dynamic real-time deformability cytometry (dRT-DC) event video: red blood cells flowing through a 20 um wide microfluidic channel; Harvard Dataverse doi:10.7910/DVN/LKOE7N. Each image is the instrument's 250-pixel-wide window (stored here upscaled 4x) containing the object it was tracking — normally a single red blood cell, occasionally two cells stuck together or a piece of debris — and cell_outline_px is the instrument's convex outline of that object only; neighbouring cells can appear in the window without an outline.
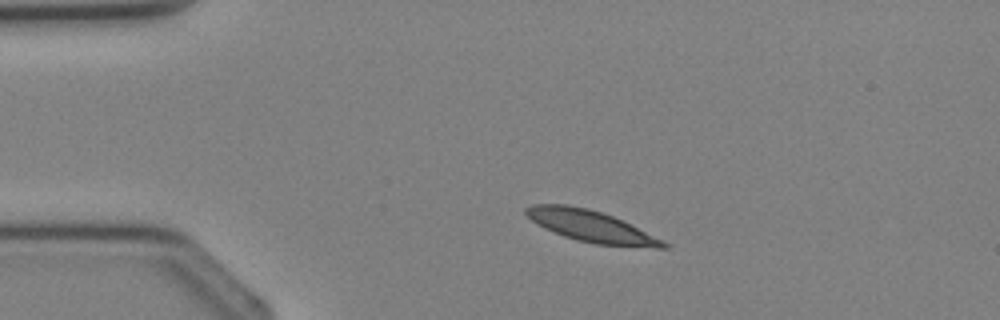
{"species": "Egyptian fruit bat (a non-hibernating species)", "species_latin": "Rousettus aegyptiacus", "temperature_condition": "cold", "stored_images_in_passage": 30, "camera_frame_rate_fps": 3000, "um_per_image_px": 0.085, "animal": {"sex": "female"}, "frame": {"image": 1, "passage_image": 1, "time_ms": 0.0, "image_size_px": [1000, 320], "cell_outline_px": [[668, 248], [656, 248], [596, 244], [576, 240], [564, 236], [532, 220], [524, 212], [524, 208], [532, 204], [568, 204], [588, 208], [604, 212], [664, 240], [668, 244]], "centroid_in_image_um": [50.27, 19.22], "position_along_channel_um": 34.7, "area_um2": 24.97}}
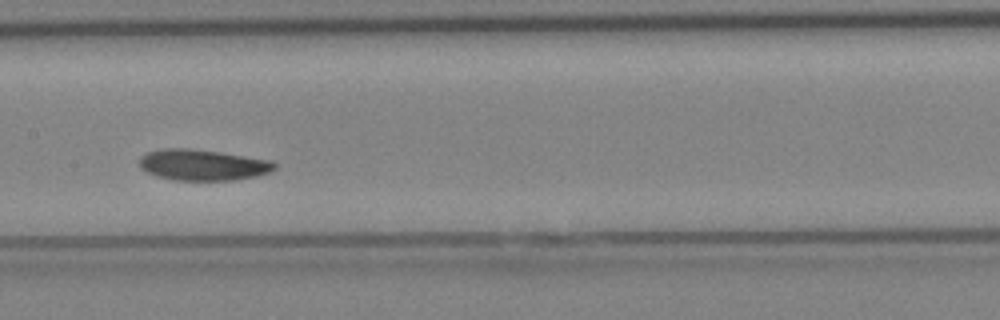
{"frame": {"image": 2, "passage_image": 12, "time_ms": 3.667, "image_size_px": [1000, 320], "cell_outline_px": [[276, 168], [272, 172], [256, 176], [236, 180], [172, 180], [156, 176], [140, 168], [140, 156], [148, 152], [160, 148], [192, 148], [220, 152], [272, 160], [276, 164]], "centroid_in_image_um": [17.25, 14.01], "position_along_channel_um": 190.2, "area_um2": 24.68}}
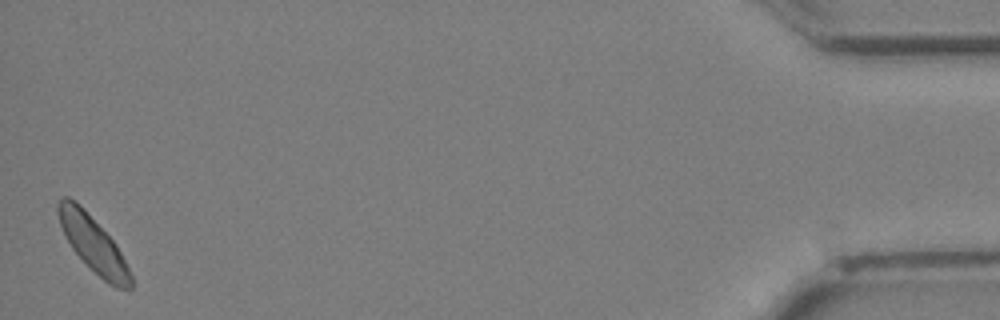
{"frame": {"image": 3, "passage_image": 30, "time_ms": 9.667, "image_size_px": [1000, 320], "cell_outline_px": [[132, 288], [128, 292], [116, 288], [108, 284], [72, 248], [60, 224], [56, 212], [56, 204], [64, 196], [68, 196], [80, 204], [116, 244], [132, 276]], "centroid_in_image_um": [7.93, 20.75], "position_along_channel_um": 427.3, "area_um2": 23.12}}